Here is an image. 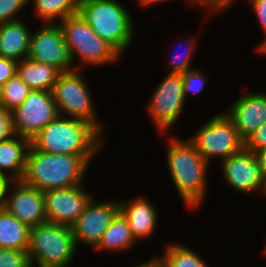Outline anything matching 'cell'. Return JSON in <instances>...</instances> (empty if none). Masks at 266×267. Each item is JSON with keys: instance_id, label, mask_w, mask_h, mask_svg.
I'll return each instance as SVG.
<instances>
[{"instance_id": "1", "label": "cell", "mask_w": 266, "mask_h": 267, "mask_svg": "<svg viewBox=\"0 0 266 267\" xmlns=\"http://www.w3.org/2000/svg\"><path fill=\"white\" fill-rule=\"evenodd\" d=\"M167 138L166 165L174 188L188 210H197L207 198L209 165L187 138L159 134ZM168 136V137H166ZM175 136V137H174Z\"/></svg>"}, {"instance_id": "2", "label": "cell", "mask_w": 266, "mask_h": 267, "mask_svg": "<svg viewBox=\"0 0 266 267\" xmlns=\"http://www.w3.org/2000/svg\"><path fill=\"white\" fill-rule=\"evenodd\" d=\"M95 156L45 153L30 145L22 181L42 192L83 185Z\"/></svg>"}, {"instance_id": "3", "label": "cell", "mask_w": 266, "mask_h": 267, "mask_svg": "<svg viewBox=\"0 0 266 267\" xmlns=\"http://www.w3.org/2000/svg\"><path fill=\"white\" fill-rule=\"evenodd\" d=\"M106 141L91 124L58 115L31 140V145L45 153L96 156Z\"/></svg>"}, {"instance_id": "4", "label": "cell", "mask_w": 266, "mask_h": 267, "mask_svg": "<svg viewBox=\"0 0 266 267\" xmlns=\"http://www.w3.org/2000/svg\"><path fill=\"white\" fill-rule=\"evenodd\" d=\"M127 9L119 0H80L78 13L102 40L124 55L137 35Z\"/></svg>"}, {"instance_id": "5", "label": "cell", "mask_w": 266, "mask_h": 267, "mask_svg": "<svg viewBox=\"0 0 266 267\" xmlns=\"http://www.w3.org/2000/svg\"><path fill=\"white\" fill-rule=\"evenodd\" d=\"M58 24L76 70H84L82 67L86 70L87 66L97 68L117 64L123 58L113 46L94 32L79 13L68 16Z\"/></svg>"}, {"instance_id": "6", "label": "cell", "mask_w": 266, "mask_h": 267, "mask_svg": "<svg viewBox=\"0 0 266 267\" xmlns=\"http://www.w3.org/2000/svg\"><path fill=\"white\" fill-rule=\"evenodd\" d=\"M77 252L71 227L45 222L30 228L27 253L32 266L71 267Z\"/></svg>"}, {"instance_id": "7", "label": "cell", "mask_w": 266, "mask_h": 267, "mask_svg": "<svg viewBox=\"0 0 266 267\" xmlns=\"http://www.w3.org/2000/svg\"><path fill=\"white\" fill-rule=\"evenodd\" d=\"M80 72L75 69L61 73L54 83L52 94L58 114L85 121L104 135L107 124L102 123L97 116L89 84Z\"/></svg>"}, {"instance_id": "8", "label": "cell", "mask_w": 266, "mask_h": 267, "mask_svg": "<svg viewBox=\"0 0 266 267\" xmlns=\"http://www.w3.org/2000/svg\"><path fill=\"white\" fill-rule=\"evenodd\" d=\"M208 120L188 137L207 163L215 158L222 161L245 148V141L224 111Z\"/></svg>"}, {"instance_id": "9", "label": "cell", "mask_w": 266, "mask_h": 267, "mask_svg": "<svg viewBox=\"0 0 266 267\" xmlns=\"http://www.w3.org/2000/svg\"><path fill=\"white\" fill-rule=\"evenodd\" d=\"M153 90L147 104L148 116L157 134H168L185 111V95L181 74L165 73ZM152 117V118H151Z\"/></svg>"}, {"instance_id": "10", "label": "cell", "mask_w": 266, "mask_h": 267, "mask_svg": "<svg viewBox=\"0 0 266 267\" xmlns=\"http://www.w3.org/2000/svg\"><path fill=\"white\" fill-rule=\"evenodd\" d=\"M11 114L14 134L30 141L59 115L52 91L44 90H31Z\"/></svg>"}, {"instance_id": "11", "label": "cell", "mask_w": 266, "mask_h": 267, "mask_svg": "<svg viewBox=\"0 0 266 267\" xmlns=\"http://www.w3.org/2000/svg\"><path fill=\"white\" fill-rule=\"evenodd\" d=\"M219 163L223 181L225 180L226 185L234 192L266 198V179L255 153L244 148Z\"/></svg>"}, {"instance_id": "12", "label": "cell", "mask_w": 266, "mask_h": 267, "mask_svg": "<svg viewBox=\"0 0 266 267\" xmlns=\"http://www.w3.org/2000/svg\"><path fill=\"white\" fill-rule=\"evenodd\" d=\"M109 199L104 201L93 196L83 213L71 226L77 248L83 244L94 249L114 217L120 212L119 201L114 198Z\"/></svg>"}, {"instance_id": "13", "label": "cell", "mask_w": 266, "mask_h": 267, "mask_svg": "<svg viewBox=\"0 0 266 267\" xmlns=\"http://www.w3.org/2000/svg\"><path fill=\"white\" fill-rule=\"evenodd\" d=\"M28 58L58 69L61 73L75 70L59 24L42 23L31 32Z\"/></svg>"}, {"instance_id": "14", "label": "cell", "mask_w": 266, "mask_h": 267, "mask_svg": "<svg viewBox=\"0 0 266 267\" xmlns=\"http://www.w3.org/2000/svg\"><path fill=\"white\" fill-rule=\"evenodd\" d=\"M1 207L29 228L47 222L43 192L22 180L7 181Z\"/></svg>"}, {"instance_id": "15", "label": "cell", "mask_w": 266, "mask_h": 267, "mask_svg": "<svg viewBox=\"0 0 266 267\" xmlns=\"http://www.w3.org/2000/svg\"><path fill=\"white\" fill-rule=\"evenodd\" d=\"M85 187L83 184L44 191L47 222L71 227L95 196Z\"/></svg>"}, {"instance_id": "16", "label": "cell", "mask_w": 266, "mask_h": 267, "mask_svg": "<svg viewBox=\"0 0 266 267\" xmlns=\"http://www.w3.org/2000/svg\"><path fill=\"white\" fill-rule=\"evenodd\" d=\"M227 109L225 114L232 120L239 135L245 141L266 122V93L256 90L245 92Z\"/></svg>"}, {"instance_id": "17", "label": "cell", "mask_w": 266, "mask_h": 267, "mask_svg": "<svg viewBox=\"0 0 266 267\" xmlns=\"http://www.w3.org/2000/svg\"><path fill=\"white\" fill-rule=\"evenodd\" d=\"M120 213L125 217L131 234L138 243L153 236L157 230L158 212L146 195H137L130 201L119 200Z\"/></svg>"}, {"instance_id": "18", "label": "cell", "mask_w": 266, "mask_h": 267, "mask_svg": "<svg viewBox=\"0 0 266 267\" xmlns=\"http://www.w3.org/2000/svg\"><path fill=\"white\" fill-rule=\"evenodd\" d=\"M30 145L29 139L15 134L0 142V174L6 181L22 180Z\"/></svg>"}, {"instance_id": "19", "label": "cell", "mask_w": 266, "mask_h": 267, "mask_svg": "<svg viewBox=\"0 0 266 267\" xmlns=\"http://www.w3.org/2000/svg\"><path fill=\"white\" fill-rule=\"evenodd\" d=\"M24 19L0 24V57L20 61L28 57L32 30Z\"/></svg>"}, {"instance_id": "20", "label": "cell", "mask_w": 266, "mask_h": 267, "mask_svg": "<svg viewBox=\"0 0 266 267\" xmlns=\"http://www.w3.org/2000/svg\"><path fill=\"white\" fill-rule=\"evenodd\" d=\"M16 74L31 90L52 91L61 72L49 64L27 57L17 62Z\"/></svg>"}, {"instance_id": "21", "label": "cell", "mask_w": 266, "mask_h": 267, "mask_svg": "<svg viewBox=\"0 0 266 267\" xmlns=\"http://www.w3.org/2000/svg\"><path fill=\"white\" fill-rule=\"evenodd\" d=\"M137 242L131 234L130 227L125 217L119 212L103 233L94 251H107L108 253H124L135 248Z\"/></svg>"}, {"instance_id": "22", "label": "cell", "mask_w": 266, "mask_h": 267, "mask_svg": "<svg viewBox=\"0 0 266 267\" xmlns=\"http://www.w3.org/2000/svg\"><path fill=\"white\" fill-rule=\"evenodd\" d=\"M30 228L0 206V248L26 251Z\"/></svg>"}, {"instance_id": "23", "label": "cell", "mask_w": 266, "mask_h": 267, "mask_svg": "<svg viewBox=\"0 0 266 267\" xmlns=\"http://www.w3.org/2000/svg\"><path fill=\"white\" fill-rule=\"evenodd\" d=\"M80 0H28L35 18L41 23L57 24L78 13ZM58 20V21H57Z\"/></svg>"}, {"instance_id": "24", "label": "cell", "mask_w": 266, "mask_h": 267, "mask_svg": "<svg viewBox=\"0 0 266 267\" xmlns=\"http://www.w3.org/2000/svg\"><path fill=\"white\" fill-rule=\"evenodd\" d=\"M179 242L166 245L163 255H158L162 267H209L199 254Z\"/></svg>"}, {"instance_id": "25", "label": "cell", "mask_w": 266, "mask_h": 267, "mask_svg": "<svg viewBox=\"0 0 266 267\" xmlns=\"http://www.w3.org/2000/svg\"><path fill=\"white\" fill-rule=\"evenodd\" d=\"M30 91L26 83L15 74L2 86L0 106L12 112L24 102Z\"/></svg>"}, {"instance_id": "26", "label": "cell", "mask_w": 266, "mask_h": 267, "mask_svg": "<svg viewBox=\"0 0 266 267\" xmlns=\"http://www.w3.org/2000/svg\"><path fill=\"white\" fill-rule=\"evenodd\" d=\"M199 36L196 35L195 38H187L186 40L183 41V43L179 42V45L184 44L185 52L183 54H176L175 56L173 54L170 55L169 58H171L169 61V67L170 69H168L167 73H175V74H182L186 71L195 69V67H193L192 65V58L194 59L195 56V50L197 49L196 44H197V38ZM196 40V41H195ZM177 44V43H176ZM193 67V68H192Z\"/></svg>"}, {"instance_id": "27", "label": "cell", "mask_w": 266, "mask_h": 267, "mask_svg": "<svg viewBox=\"0 0 266 267\" xmlns=\"http://www.w3.org/2000/svg\"><path fill=\"white\" fill-rule=\"evenodd\" d=\"M206 73L202 71V69H192L189 71H186L181 74L182 82H183V90L185 95V100H187V96L191 93L194 94H200L204 87L207 85L208 75H205Z\"/></svg>"}, {"instance_id": "28", "label": "cell", "mask_w": 266, "mask_h": 267, "mask_svg": "<svg viewBox=\"0 0 266 267\" xmlns=\"http://www.w3.org/2000/svg\"><path fill=\"white\" fill-rule=\"evenodd\" d=\"M185 1V3H188L186 5H188L189 7L191 6L192 8H194L195 6H198L201 9H204L205 15H206V19L208 22V19H212V16H214L215 14H222V13H226L229 8H231L234 4H236V1L238 2V0H183ZM207 13V14H206Z\"/></svg>"}, {"instance_id": "29", "label": "cell", "mask_w": 266, "mask_h": 267, "mask_svg": "<svg viewBox=\"0 0 266 267\" xmlns=\"http://www.w3.org/2000/svg\"><path fill=\"white\" fill-rule=\"evenodd\" d=\"M28 5V0H0V24L23 19L19 14Z\"/></svg>"}, {"instance_id": "30", "label": "cell", "mask_w": 266, "mask_h": 267, "mask_svg": "<svg viewBox=\"0 0 266 267\" xmlns=\"http://www.w3.org/2000/svg\"><path fill=\"white\" fill-rule=\"evenodd\" d=\"M0 267H33L26 251L0 248Z\"/></svg>"}, {"instance_id": "31", "label": "cell", "mask_w": 266, "mask_h": 267, "mask_svg": "<svg viewBox=\"0 0 266 267\" xmlns=\"http://www.w3.org/2000/svg\"><path fill=\"white\" fill-rule=\"evenodd\" d=\"M247 5L251 7L254 16L257 18V22L260 25L261 32L264 34V38L261 40L259 46L257 45V50L263 43L266 42V0H246Z\"/></svg>"}, {"instance_id": "32", "label": "cell", "mask_w": 266, "mask_h": 267, "mask_svg": "<svg viewBox=\"0 0 266 267\" xmlns=\"http://www.w3.org/2000/svg\"><path fill=\"white\" fill-rule=\"evenodd\" d=\"M266 147V122L256 129L246 140L245 149L255 153Z\"/></svg>"}, {"instance_id": "33", "label": "cell", "mask_w": 266, "mask_h": 267, "mask_svg": "<svg viewBox=\"0 0 266 267\" xmlns=\"http://www.w3.org/2000/svg\"><path fill=\"white\" fill-rule=\"evenodd\" d=\"M13 135L12 114L0 106V142L6 141Z\"/></svg>"}, {"instance_id": "34", "label": "cell", "mask_w": 266, "mask_h": 267, "mask_svg": "<svg viewBox=\"0 0 266 267\" xmlns=\"http://www.w3.org/2000/svg\"><path fill=\"white\" fill-rule=\"evenodd\" d=\"M17 71V61L0 57V85L3 86Z\"/></svg>"}, {"instance_id": "35", "label": "cell", "mask_w": 266, "mask_h": 267, "mask_svg": "<svg viewBox=\"0 0 266 267\" xmlns=\"http://www.w3.org/2000/svg\"><path fill=\"white\" fill-rule=\"evenodd\" d=\"M130 267H162V264L157 254L155 256H152L151 258L149 257L148 260H144L143 262L138 263L137 265L132 264V266Z\"/></svg>"}, {"instance_id": "36", "label": "cell", "mask_w": 266, "mask_h": 267, "mask_svg": "<svg viewBox=\"0 0 266 267\" xmlns=\"http://www.w3.org/2000/svg\"><path fill=\"white\" fill-rule=\"evenodd\" d=\"M262 174L266 179V147L255 152Z\"/></svg>"}, {"instance_id": "37", "label": "cell", "mask_w": 266, "mask_h": 267, "mask_svg": "<svg viewBox=\"0 0 266 267\" xmlns=\"http://www.w3.org/2000/svg\"><path fill=\"white\" fill-rule=\"evenodd\" d=\"M167 1L170 2V0H136L139 6H141V8L146 7L145 9H147V7L150 8V6H154L156 4H160Z\"/></svg>"}, {"instance_id": "38", "label": "cell", "mask_w": 266, "mask_h": 267, "mask_svg": "<svg viewBox=\"0 0 266 267\" xmlns=\"http://www.w3.org/2000/svg\"><path fill=\"white\" fill-rule=\"evenodd\" d=\"M6 183H7V181L0 174V206L2 204V195H3V192H4V188L6 186Z\"/></svg>"}, {"instance_id": "39", "label": "cell", "mask_w": 266, "mask_h": 267, "mask_svg": "<svg viewBox=\"0 0 266 267\" xmlns=\"http://www.w3.org/2000/svg\"><path fill=\"white\" fill-rule=\"evenodd\" d=\"M257 53H261V55H266V42L263 43L258 49Z\"/></svg>"}, {"instance_id": "40", "label": "cell", "mask_w": 266, "mask_h": 267, "mask_svg": "<svg viewBox=\"0 0 266 267\" xmlns=\"http://www.w3.org/2000/svg\"><path fill=\"white\" fill-rule=\"evenodd\" d=\"M262 256H264V257H266V243H265V245H264V247L262 248Z\"/></svg>"}, {"instance_id": "41", "label": "cell", "mask_w": 266, "mask_h": 267, "mask_svg": "<svg viewBox=\"0 0 266 267\" xmlns=\"http://www.w3.org/2000/svg\"><path fill=\"white\" fill-rule=\"evenodd\" d=\"M1 90H2V86L0 85V103H1Z\"/></svg>"}]
</instances>
